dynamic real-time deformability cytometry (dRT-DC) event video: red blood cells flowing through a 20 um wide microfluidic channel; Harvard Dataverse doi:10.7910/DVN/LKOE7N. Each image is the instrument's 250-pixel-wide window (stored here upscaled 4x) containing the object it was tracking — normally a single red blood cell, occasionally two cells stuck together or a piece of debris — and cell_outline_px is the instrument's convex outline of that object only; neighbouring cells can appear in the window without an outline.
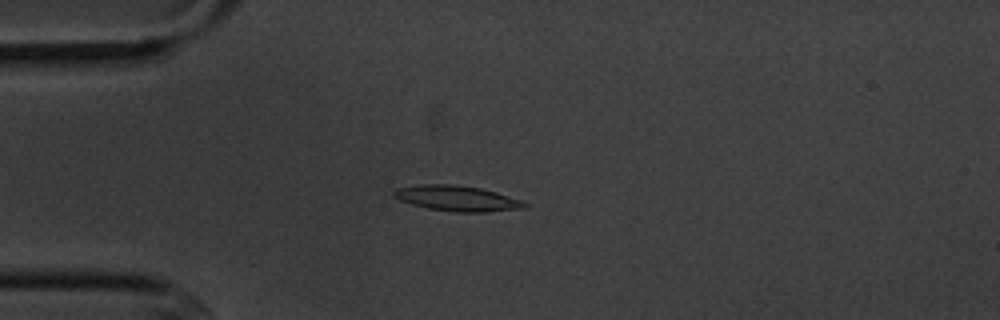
{"species": "common noctule bat (a hibernating species)", "species_latin": "Nyctalus noctula", "temperature_condition": "cold", "stored_images_in_passage": 6, "camera_frame_rate_fps": 3000, "um_per_image_px": 0.085, "animal": {"sex": "male", "body_mass_g": 20.1, "forearm_length_mm": 53.5}, "frame": {"image": 1, "passage_image": 4, "time_ms": 3.333, "image_size_px": [1000, 320], "cell_outline_px": [[528, 208], [484, 212], [456, 212], [428, 208], [412, 204], [400, 200], [392, 196], [392, 192], [396, 188], [420, 184], [448, 184], [480, 188], [496, 192], [520, 200], [528, 204]], "centroid_in_image_um": [38.84, 16.86], "position_along_channel_um": 46.2, "area_um2": 19.31}}
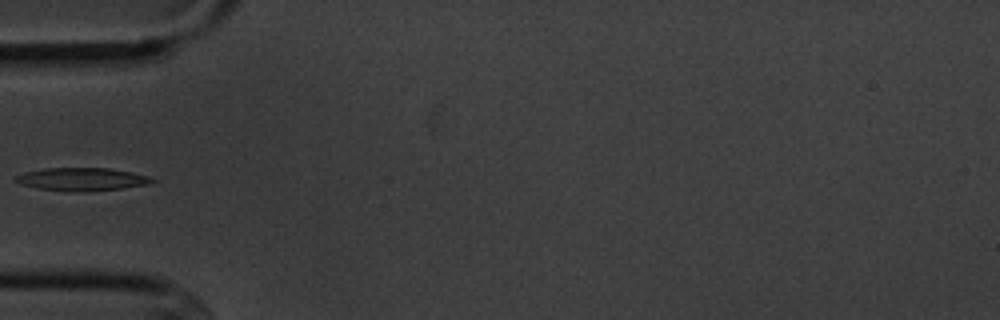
{"frame": {"image": 2, "passage_image": 5, "time_ms": 4.667, "image_size_px": [1000, 320], "cell_outline_px": [[156, 180], [148, 184], [124, 188], [84, 192], [72, 192], [36, 188], [20, 184], [16, 180], [16, 176], [24, 172], [44, 168], [108, 168], [132, 172], [148, 176]], "centroid_in_image_um": [6.96, 15.24], "position_along_channel_um": 78.0, "area_um2": 18.32}}
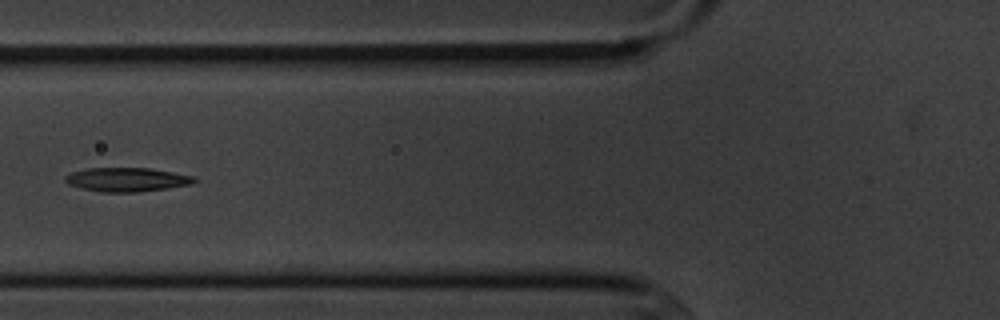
{"frame": {"image": 3, "passage_image": 6, "time_ms": 5.667, "image_size_px": [1000, 320], "cell_outline_px": [[196, 180], [192, 184], [168, 188], [140, 192], [100, 192], [80, 188], [68, 184], [64, 180], [64, 176], [72, 172], [88, 168], [148, 168], [196, 176]], "centroid_in_image_um": [10.77, 15.27], "position_along_channel_um": 115.0, "area_um2": 18.09}}